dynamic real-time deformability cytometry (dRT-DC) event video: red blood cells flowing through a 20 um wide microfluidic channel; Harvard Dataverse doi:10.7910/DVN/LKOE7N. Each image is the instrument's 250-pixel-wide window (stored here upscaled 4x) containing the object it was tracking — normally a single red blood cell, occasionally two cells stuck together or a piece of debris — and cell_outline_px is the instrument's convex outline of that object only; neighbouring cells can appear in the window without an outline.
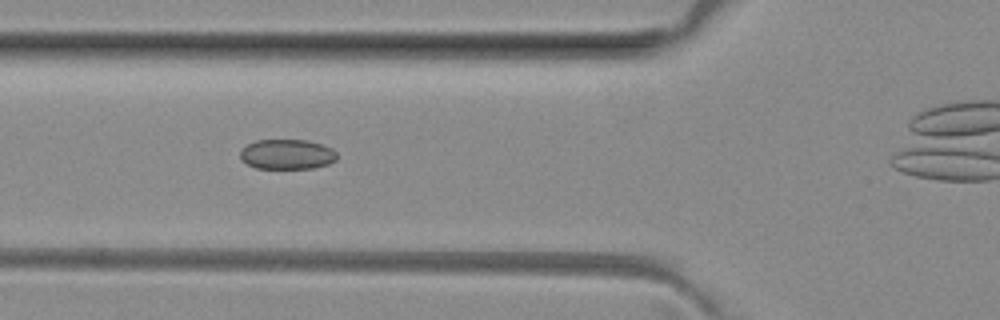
{"species": "common noctule bat (a hibernating species)", "species_latin": "Nyctalus noctula", "temperature_condition": "room temperature", "stored_images_in_passage": 26, "camera_frame_rate_fps": 3000, "um_per_image_px": 0.085, "animal": {"sex": "female", "body_mass_g": 29.2, "forearm_length_mm": 56.3}, "frame": {"image": 1, "passage_image": 3, "time_ms": 0.667, "image_size_px": [1000, 320], "cell_outline_px": [[336, 160], [328, 164], [312, 168], [256, 168], [240, 160], [240, 152], [248, 144], [256, 140], [308, 140], [332, 148], [336, 152]], "centroid_in_image_um": [24.39, 13.11], "position_along_channel_um": 101.4, "area_um2": 16.82}}
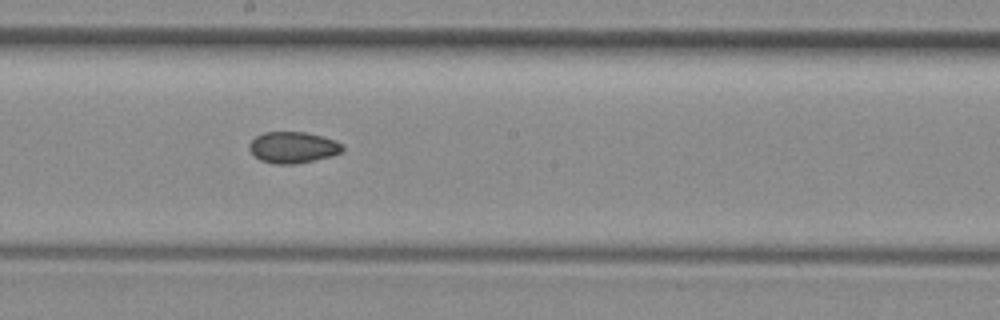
{"frame": {"image": 2, "passage_image": 12, "time_ms": 3.667, "image_size_px": [1000, 320], "cell_outline_px": [[344, 152], [332, 156], [296, 164], [276, 164], [260, 160], [248, 148], [248, 144], [256, 136], [264, 132], [304, 132], [320, 136], [344, 144]], "centroid_in_image_um": [24.91, 12.53], "position_along_channel_um": 223.3, "area_um2": 16.99}}
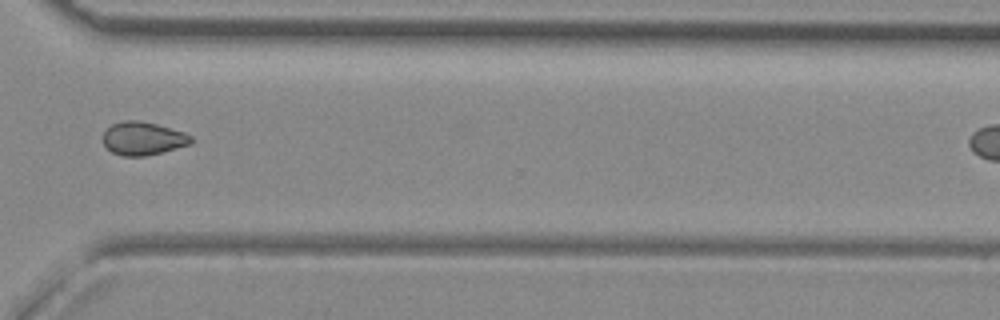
{"frame": {"image": 3, "passage_image": 22, "time_ms": 7.0, "image_size_px": [1000, 320], "cell_outline_px": [[192, 144], [144, 156], [124, 156], [112, 152], [104, 144], [104, 132], [112, 124], [124, 120], [140, 120], [156, 124], [184, 132], [192, 136]], "centroid_in_image_um": [12.17, 11.76], "position_along_channel_um": 358.4, "area_um2": 16.88}}